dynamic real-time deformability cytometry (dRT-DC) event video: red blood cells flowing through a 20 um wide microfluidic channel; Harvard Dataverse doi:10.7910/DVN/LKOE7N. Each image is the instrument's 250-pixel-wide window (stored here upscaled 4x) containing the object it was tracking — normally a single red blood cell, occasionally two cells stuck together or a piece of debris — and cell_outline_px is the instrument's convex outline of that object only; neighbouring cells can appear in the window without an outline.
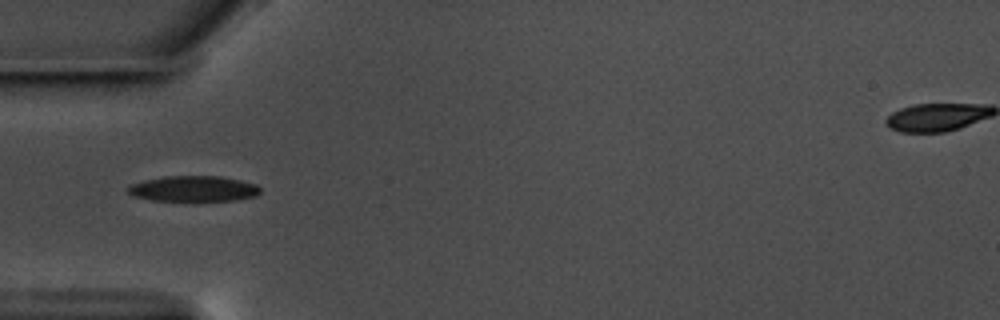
{"species": "common noctule bat (a hibernating species)", "species_latin": "Nyctalus noctula", "temperature_condition": "warm", "stored_images_in_passage": 36, "camera_frame_rate_fps": 3000, "um_per_image_px": 0.085, "animal": {"sex": "male", "body_mass_g": 17.5, "forearm_length_mm": 52.3}, "frame": {"image": 1, "passage_image": 1, "time_ms": 0.0, "image_size_px": [1000, 320], "cell_outline_px": [[260, 192], [256, 196], [236, 200], [152, 200], [132, 196], [128, 192], [128, 188], [132, 184], [144, 180], [164, 176], [220, 176], [240, 180], [256, 184], [260, 188]], "centroid_in_image_um": [16.46, 16.03], "position_along_channel_um": 68.5, "area_um2": 19.59}}
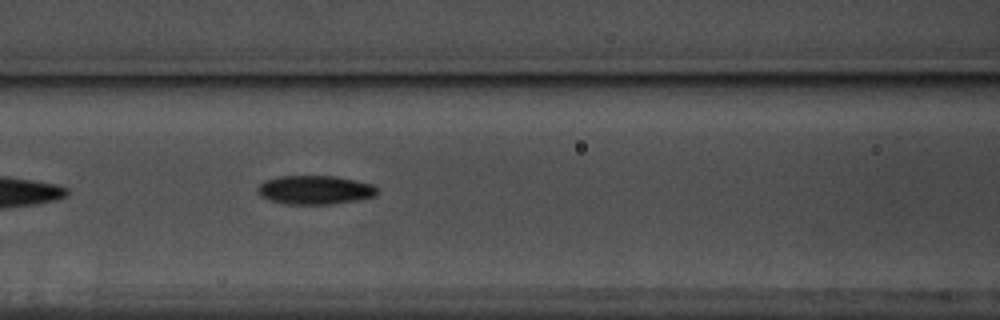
{"frame": {"image": 2, "passage_image": 7, "time_ms": 2.0, "image_size_px": [1000, 320], "cell_outline_px": [[376, 196], [356, 200], [328, 204], [284, 204], [268, 200], [260, 196], [256, 192], [256, 188], [264, 180], [280, 176], [336, 176], [356, 180], [372, 184], [376, 188]], "centroid_in_image_um": [26.71, 16.14], "position_along_channel_um": 139.9, "area_um2": 20.17}}
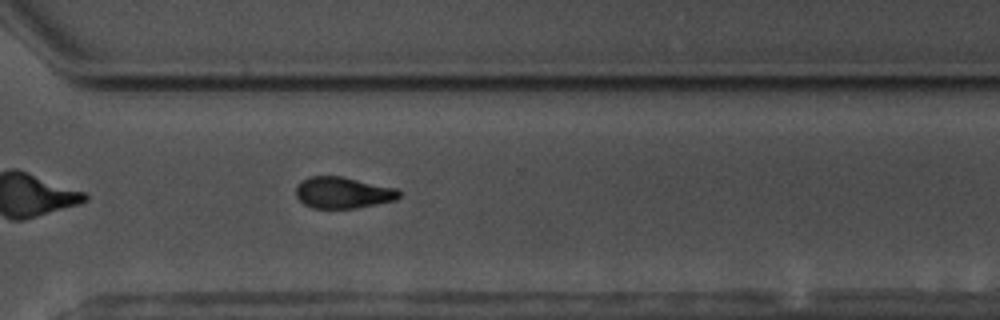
{"frame": {"image": 3, "passage_image": 24, "time_ms": 7.667, "image_size_px": [1000, 320], "cell_outline_px": [[400, 196], [396, 200], [356, 208], [312, 208], [304, 204], [296, 196], [296, 188], [308, 176], [344, 176], [396, 188], [400, 192]], "centroid_in_image_um": [29.17, 16.37], "position_along_channel_um": 341.4, "area_um2": 18.84}, "authors_computed_cell_mechanics": {"area_um2": 19.5653, "velocity_mm_per_s": 3.5633, "shape_relaxation_time_tau1_ms": 3.5533, "shape_relaxation_time_tau2_ms": 9.9395, "deformation_change_tau1": 0.1086, "deformation_change_tau2": 0.1703}}